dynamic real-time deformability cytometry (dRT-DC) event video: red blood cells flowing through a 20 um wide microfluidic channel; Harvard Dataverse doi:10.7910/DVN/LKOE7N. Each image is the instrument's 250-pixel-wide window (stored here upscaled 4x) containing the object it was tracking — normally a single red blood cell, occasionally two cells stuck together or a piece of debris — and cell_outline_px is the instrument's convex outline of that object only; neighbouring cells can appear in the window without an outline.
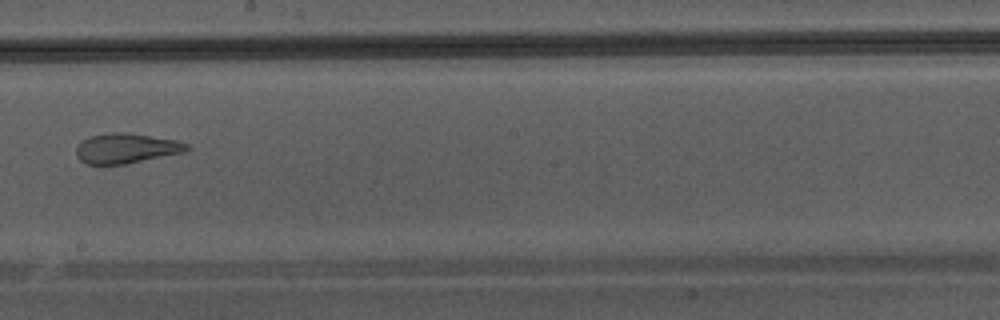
{"species": "Egyptian fruit bat (a non-hibernating species)", "species_latin": "Rousettus aegyptiacus", "temperature_condition": "warm", "stored_images_in_passage": 26, "camera_frame_rate_fps": 3000, "um_per_image_px": 0.085, "animal": {"sex": "male"}, "frame": {"image": 1, "passage_image": 12, "time_ms": 3.667, "image_size_px": [1000, 320], "cell_outline_px": [[192, 148], [184, 152], [124, 164], [88, 164], [80, 160], [76, 156], [76, 148], [88, 136], [108, 132], [128, 132], [176, 140], [188, 144]], "centroid_in_image_um": [10.73, 12.59], "position_along_channel_um": 237.5, "area_um2": 19.31}}